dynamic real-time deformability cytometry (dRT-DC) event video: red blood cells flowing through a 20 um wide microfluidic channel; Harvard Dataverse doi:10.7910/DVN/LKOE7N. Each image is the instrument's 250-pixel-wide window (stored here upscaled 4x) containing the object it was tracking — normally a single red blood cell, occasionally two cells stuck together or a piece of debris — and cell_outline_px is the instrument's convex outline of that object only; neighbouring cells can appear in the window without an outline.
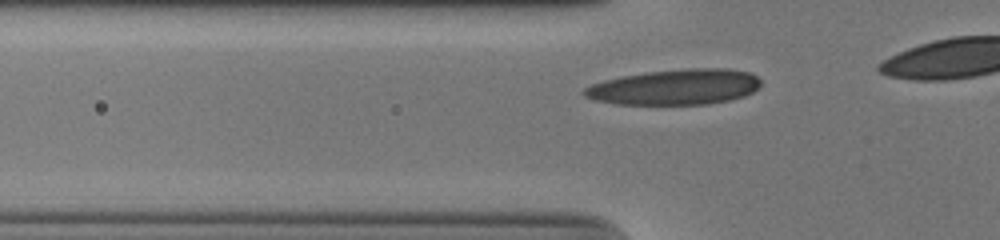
{"species": "human", "species_latin": "Homo sapiens", "temperature_condition": "cold", "stored_images_in_passage": 11, "camera_frame_rate_fps": 3000, "um_per_image_px": 0.085, "donor": {"sex": "male"}, "frame": {"image": 1, "passage_image": 5, "time_ms": 1.333, "image_size_px": [1000, 240], "cell_outline_px": [[760, 88], [744, 96], [728, 100], [708, 104], [616, 104], [596, 100], [584, 96], [580, 92], [584, 88], [592, 84], [604, 80], [620, 76], [648, 72], [692, 68], [728, 68], [748, 72], [756, 76], [760, 80]], "centroid_in_image_um": [57.38, 7.4], "position_along_channel_um": 68.4, "area_um2": 36.53}}
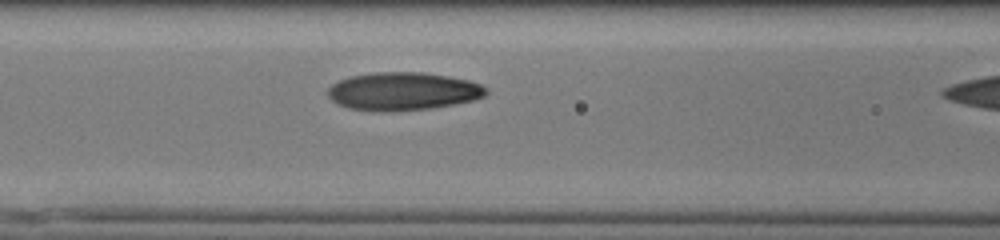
{"frame": {"image": 2, "passage_image": 10, "time_ms": 3.0, "image_size_px": [1000, 240], "cell_outline_px": [[488, 92], [484, 96], [476, 100], [432, 108], [392, 112], [380, 112], [348, 108], [332, 100], [328, 96], [328, 88], [332, 84], [340, 80], [352, 76], [376, 72], [424, 72], [448, 76], [468, 80], [480, 84], [488, 88]], "centroid_in_image_um": [34.28, 7.77], "position_along_channel_um": 132.3, "area_um2": 35.26}}